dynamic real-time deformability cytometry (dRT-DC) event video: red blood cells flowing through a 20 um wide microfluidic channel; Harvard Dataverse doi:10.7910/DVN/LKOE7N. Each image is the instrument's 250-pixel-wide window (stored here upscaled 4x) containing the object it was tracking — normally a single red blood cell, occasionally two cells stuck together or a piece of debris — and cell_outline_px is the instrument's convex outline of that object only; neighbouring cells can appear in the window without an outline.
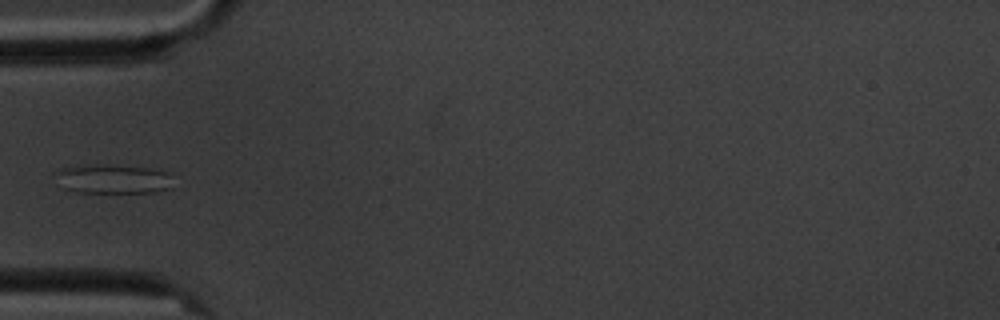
{"species": "common noctule bat (a hibernating species)", "species_latin": "Nyctalus noctula", "temperature_condition": "cold", "stored_images_in_passage": 6, "camera_frame_rate_fps": 3000, "um_per_image_px": 0.085, "animal": {"sex": "male", "body_mass_g": 20.1, "forearm_length_mm": 53.5}, "frame": {"image": 1, "passage_image": 6, "time_ms": 5.667, "image_size_px": [1000, 320], "cell_outline_px": [[172, 188], [156, 192], [76, 192], [64, 188], [52, 172], [60, 168], [96, 164], [104, 164], [148, 168], [164, 172], [172, 176]], "centroid_in_image_um": [9.59, 15.21], "position_along_channel_um": 75.4, "area_um2": 20.06}}